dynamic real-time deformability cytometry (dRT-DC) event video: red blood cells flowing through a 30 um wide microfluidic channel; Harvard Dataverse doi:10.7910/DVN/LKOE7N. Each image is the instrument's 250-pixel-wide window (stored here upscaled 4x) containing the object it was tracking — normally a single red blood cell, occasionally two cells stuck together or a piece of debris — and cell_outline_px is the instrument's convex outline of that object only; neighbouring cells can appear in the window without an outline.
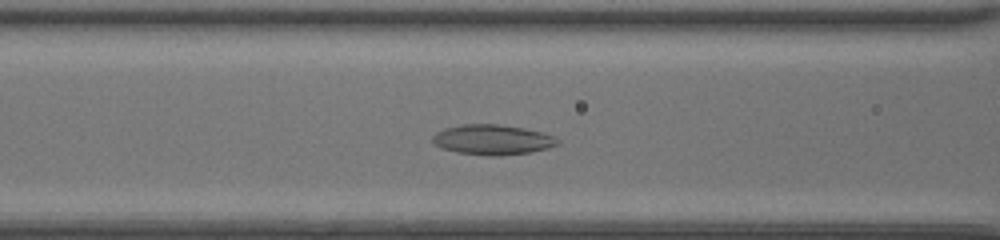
{"species": "common noctule bat (a hibernating species)", "species_latin": "Nyctalus noctula", "temperature_condition": "room temperature", "stored_images_in_passage": 41, "camera_frame_rate_fps": 3000, "um_per_image_px": 0.085, "animal": {"sex": "female", "body_mass_g": 20.0, "forearm_length_mm": 54.0}, "frame": {"image": 1, "passage_image": 14, "time_ms": 4.333, "image_size_px": [1000, 240], "cell_outline_px": [[560, 144], [548, 148], [528, 152], [500, 156], [488, 156], [456, 152], [440, 148], [432, 140], [432, 136], [436, 132], [444, 128], [464, 124], [500, 124], [524, 128], [556, 136], [560, 140]], "centroid_in_image_um": [41.87, 11.87], "position_along_channel_um": 124.7, "area_um2": 22.08}}
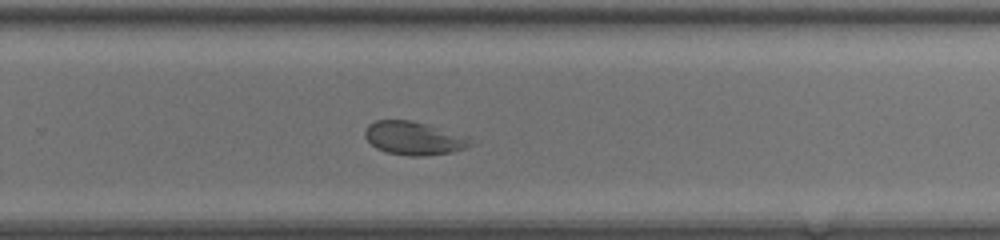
{"frame": {"image": 2, "passage_image": 26, "time_ms": 8.333, "image_size_px": [1000, 240], "cell_outline_px": [[476, 144], [452, 152], [424, 156], [408, 156], [388, 152], [376, 148], [364, 136], [364, 128], [368, 124], [376, 120], [412, 120], [428, 124], [468, 140]], "centroid_in_image_um": [35.07, 11.75], "position_along_channel_um": 294.7, "area_um2": 20.06}}
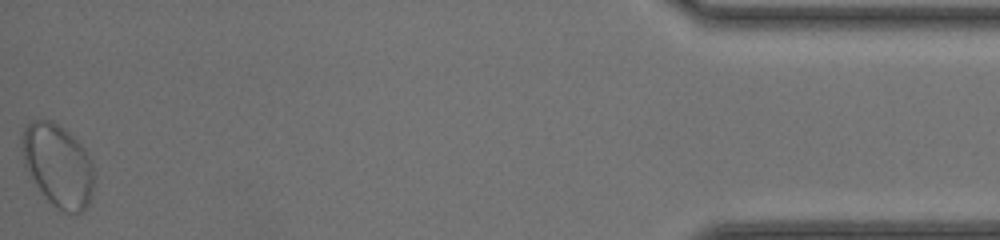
{"frame": {"image": 3, "passage_image": 41, "time_ms": 13.333, "image_size_px": [1000, 240], "cell_outline_px": [[92, 192], [88, 204], [80, 212], [64, 212], [56, 208], [44, 196], [36, 184], [24, 164], [20, 148], [20, 136], [28, 120], [52, 120], [68, 132], [84, 148], [92, 164]], "centroid_in_image_um": [4.87, 14.01], "position_along_channel_um": 430.3, "area_um2": 34.51}, "authors_computed_cell_mechanics": {"area_um2": 24.7962, "velocity_mm_per_s": 4.2603, "shape_relaxation_time_tau1_ms": null, "shape_relaxation_time_tau2_ms": 1.0606, "deformation_change_tau1": null, "deformation_change_tau2": 0.0561}}